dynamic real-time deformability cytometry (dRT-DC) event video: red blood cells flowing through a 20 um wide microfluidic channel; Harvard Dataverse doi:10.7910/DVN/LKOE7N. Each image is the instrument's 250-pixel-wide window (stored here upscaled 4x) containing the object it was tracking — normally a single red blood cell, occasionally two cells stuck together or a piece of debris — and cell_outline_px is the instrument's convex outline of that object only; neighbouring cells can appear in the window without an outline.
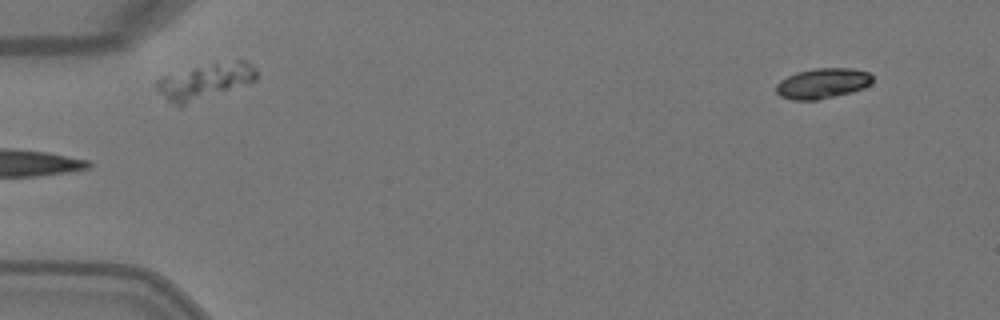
{"species": "Egyptian fruit bat (a non-hibernating species)", "species_latin": "Rousettus aegyptiacus", "temperature_condition": "warm", "stored_images_in_passage": 5, "camera_frame_rate_fps": 3000, "um_per_image_px": 0.085, "animal": {"sex": "female"}, "frame": {"image": 1, "passage_image": 5, "time_ms": 1.333, "image_size_px": [1000, 320], "cell_outline_px": [[872, 80], [868, 84], [852, 92], [816, 100], [792, 100], [780, 96], [776, 92], [776, 84], [780, 80], [796, 72], [816, 68], [852, 68], [868, 72], [872, 76]], "centroid_in_image_um": [69.87, 7.08], "position_along_channel_um": 15.1, "area_um2": 16.88}}